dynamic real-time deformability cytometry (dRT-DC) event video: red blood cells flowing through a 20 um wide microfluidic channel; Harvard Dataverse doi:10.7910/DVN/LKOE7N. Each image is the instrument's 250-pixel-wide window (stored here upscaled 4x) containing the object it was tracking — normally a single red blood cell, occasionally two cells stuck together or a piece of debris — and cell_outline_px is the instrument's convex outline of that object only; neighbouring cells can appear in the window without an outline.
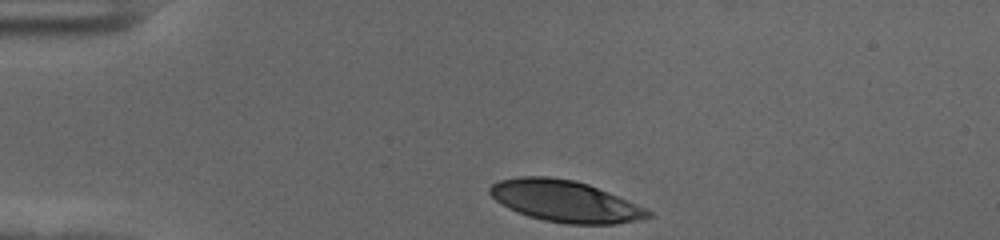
{"species": "human", "species_latin": "Homo sapiens", "temperature_condition": "cold", "stored_images_in_passage": 35, "camera_frame_rate_fps": 3000, "um_per_image_px": 0.085, "donor": {"sex": "female"}, "frame": {"image": 1, "passage_image": 1, "time_ms": 0.0, "image_size_px": [1000, 240], "cell_outline_px": [[652, 216], [640, 220], [616, 224], [568, 224], [544, 220], [528, 216], [516, 212], [500, 204], [488, 192], [488, 188], [492, 184], [500, 180], [520, 176], [548, 176], [576, 180], [588, 184], [644, 208], [652, 212]], "centroid_in_image_um": [47.98, 17.1], "position_along_channel_um": 37.0, "area_um2": 38.09}}
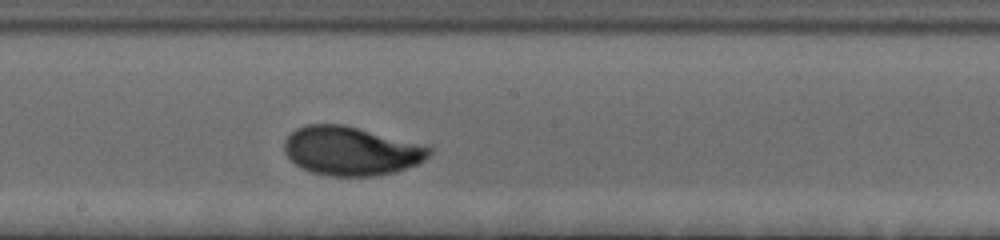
{"frame": {"image": 2, "passage_image": 20, "time_ms": 6.333, "image_size_px": [1000, 240], "cell_outline_px": [[432, 152], [424, 160], [416, 164], [396, 172], [372, 176], [328, 176], [312, 172], [300, 168], [284, 152], [284, 140], [296, 128], [308, 124], [344, 124], [428, 144], [432, 148]], "centroid_in_image_um": [29.88, 12.81], "position_along_channel_um": 218.3, "area_um2": 41.79}}
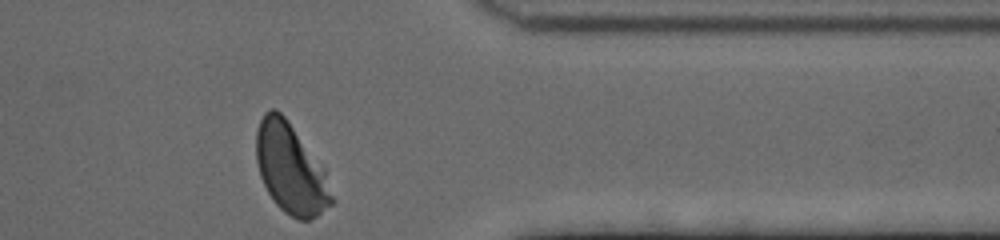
{"frame": {"image": 3, "passage_image": 35, "time_ms": 11.333, "image_size_px": [1000, 240], "cell_outline_px": [[336, 200], [332, 204], [316, 216], [308, 220], [300, 220], [284, 212], [276, 204], [268, 192], [260, 176], [256, 160], [256, 132], [260, 120], [264, 112], [272, 108], [276, 108], [284, 116], [324, 168]], "centroid_in_image_um": [24.71, 14.35], "position_along_channel_um": 386.7, "area_um2": 39.42}, "authors_computed_cell_mechanics": {"area_um2": 39.6508, "velocity_mm_per_s": 3.5829, "shape_relaxation_time_tau1_ms": 3.0348, "shape_relaxation_time_tau2_ms": null, "deformation_change_tau1": 0.1606, "deformation_change_tau2": null}}